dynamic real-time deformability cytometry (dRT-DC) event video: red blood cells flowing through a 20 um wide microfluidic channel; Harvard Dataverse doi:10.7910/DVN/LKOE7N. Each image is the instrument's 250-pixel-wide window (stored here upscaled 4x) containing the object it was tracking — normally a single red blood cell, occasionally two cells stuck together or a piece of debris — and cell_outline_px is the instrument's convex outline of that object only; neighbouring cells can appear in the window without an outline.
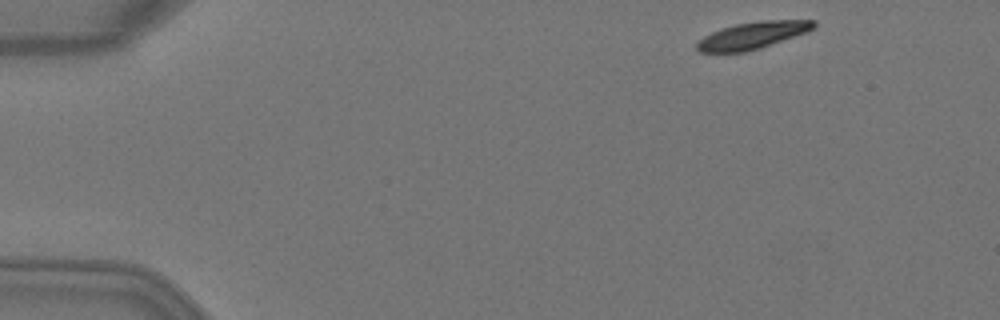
{"species": "Egyptian fruit bat (a non-hibernating species)", "species_latin": "Rousettus aegyptiacus", "temperature_condition": "warm", "stored_images_in_passage": 3, "camera_frame_rate_fps": 3000, "um_per_image_px": 0.085, "animal": {"sex": "female"}, "frame": {"image": 1, "passage_image": 1, "time_ms": 0.0, "image_size_px": [1000, 320], "cell_outline_px": [[816, 24], [808, 32], [760, 48], [744, 52], [700, 52], [696, 48], [696, 44], [704, 36], [712, 32], [736, 24], [760, 20], [816, 20]], "centroid_in_image_um": [63.99, 3.0], "position_along_channel_um": 21.0, "area_um2": 18.21}}